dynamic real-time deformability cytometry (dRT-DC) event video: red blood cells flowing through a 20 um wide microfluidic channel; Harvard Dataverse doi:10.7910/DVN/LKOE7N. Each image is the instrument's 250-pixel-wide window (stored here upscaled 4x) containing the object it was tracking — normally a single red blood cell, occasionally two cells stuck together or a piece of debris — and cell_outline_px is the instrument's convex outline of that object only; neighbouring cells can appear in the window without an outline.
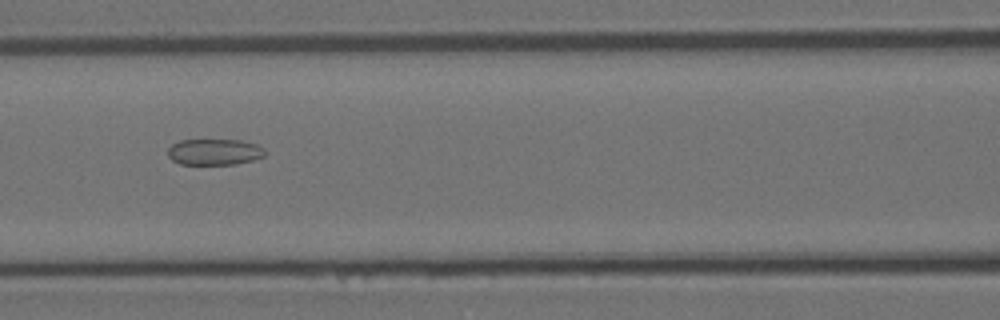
{"species": "Egyptian fruit bat (a non-hibernating species)", "species_latin": "Rousettus aegyptiacus", "temperature_condition": "room temperature", "stored_images_in_passage": 15, "segment_of_instrument_passage": [2, 2], "camera_frame_rate_fps": 3000, "um_per_image_px": 0.085, "animal": {"sex": "female"}, "frame": {"image": 1, "passage_image": 7, "time_ms": 2.0, "image_size_px": [1000, 320], "cell_outline_px": [[264, 156], [252, 160], [236, 164], [180, 164], [172, 160], [168, 156], [168, 148], [172, 144], [180, 140], [240, 140], [256, 144], [264, 148]], "centroid_in_image_um": [18.2, 12.91], "position_along_channel_um": 148.4, "area_um2": 14.74}}
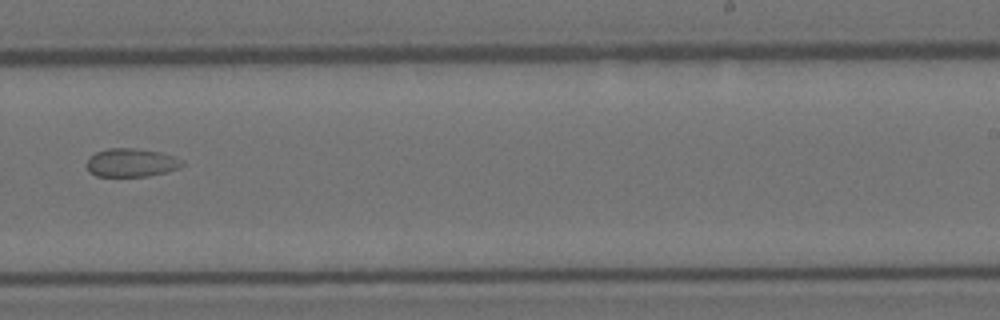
{"frame": {"image": 2, "passage_image": 10, "time_ms": 3.0, "image_size_px": [1000, 320], "cell_outline_px": [[184, 164], [180, 168], [168, 172], [148, 176], [96, 176], [88, 172], [88, 156], [96, 152], [108, 148], [136, 148], [160, 152], [176, 156], [184, 160]], "centroid_in_image_um": [11.2, 13.82], "position_along_channel_um": 277.8, "area_um2": 16.07}}
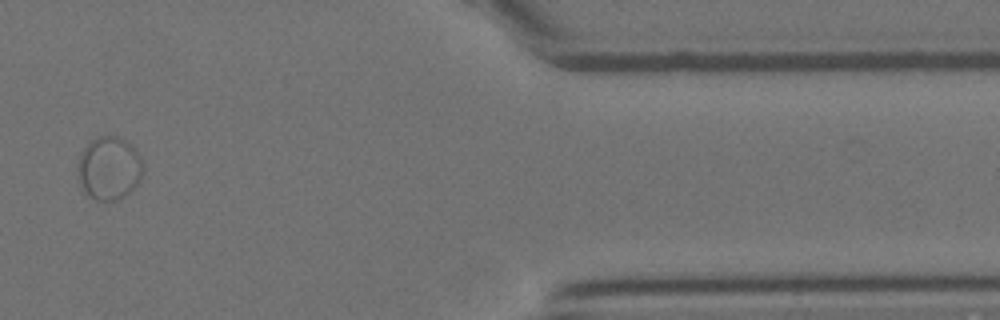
{"frame": {"image": 3, "passage_image": 14, "time_ms": 4.333, "image_size_px": [1000, 320], "cell_outline_px": [[144, 172], [140, 180], [124, 196], [116, 200], [96, 200], [80, 184], [76, 164], [84, 148], [96, 136], [116, 136], [124, 140], [140, 156], [144, 164]], "centroid_in_image_um": [9.28, 14.28], "position_along_channel_um": 402.1, "area_um2": 23.7}}